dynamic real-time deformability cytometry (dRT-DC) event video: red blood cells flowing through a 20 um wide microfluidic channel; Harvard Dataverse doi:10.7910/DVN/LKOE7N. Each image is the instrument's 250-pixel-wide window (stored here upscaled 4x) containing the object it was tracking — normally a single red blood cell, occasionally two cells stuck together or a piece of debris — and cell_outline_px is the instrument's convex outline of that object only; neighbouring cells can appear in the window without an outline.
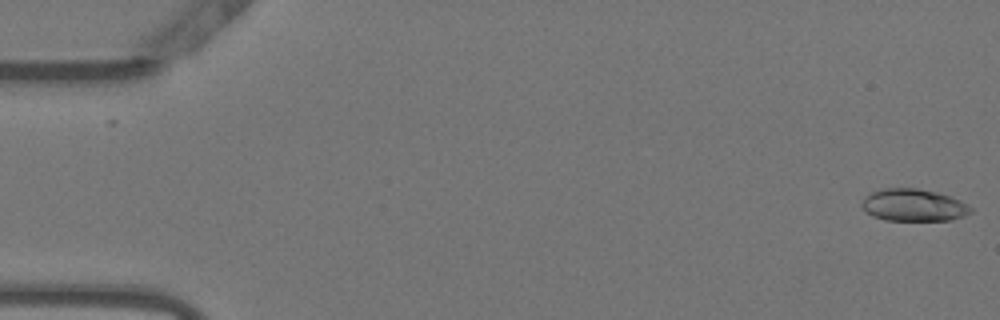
{"species": "Egyptian fruit bat (a non-hibernating species)", "species_latin": "Rousettus aegyptiacus", "temperature_condition": "warm", "stored_images_in_passage": 52, "camera_frame_rate_fps": 3000, "um_per_image_px": 0.085, "animal": {"sex": "female"}, "frame": {"image": 1, "passage_image": 1, "time_ms": 0.0, "image_size_px": [1000, 320], "cell_outline_px": [[972, 212], [964, 216], [952, 220], [884, 220], [872, 216], [860, 204], [872, 192], [884, 188], [916, 188], [936, 192], [960, 200], [972, 208]], "centroid_in_image_um": [77.67, 17.44], "position_along_channel_um": 7.3, "area_um2": 20.23}}
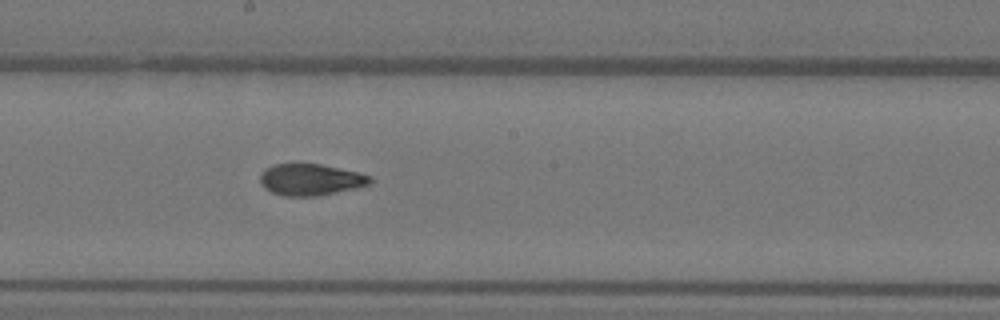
{"frame": {"image": 2, "passage_image": 29, "time_ms": 9.333, "image_size_px": [1000, 320], "cell_outline_px": [[372, 180], [368, 184], [352, 188], [316, 196], [284, 196], [272, 192], [264, 188], [260, 184], [260, 172], [264, 168], [272, 164], [320, 164], [360, 172], [372, 176]], "centroid_in_image_um": [26.34, 15.25], "position_along_channel_um": 221.9, "area_um2": 20.17}}
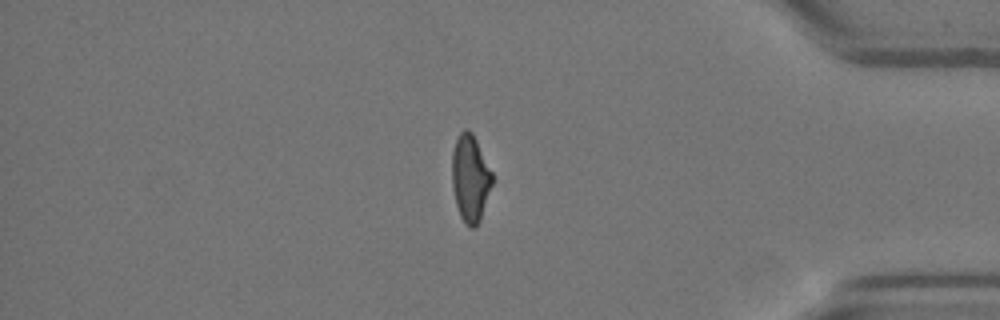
{"frame": {"image": 3, "passage_image": 45, "time_ms": 14.667, "image_size_px": [1000, 320], "cell_outline_px": [[492, 184], [480, 220], [476, 228], [468, 228], [460, 216], [456, 204], [452, 188], [452, 152], [456, 140], [460, 132], [464, 128], [468, 128], [472, 132], [492, 172]], "centroid_in_image_um": [39.96, 15.16], "position_along_channel_um": 395.2, "area_um2": 20.4}, "authors_computed_cell_mechanics": {"area_um2": 20.7213, "velocity_mm_per_s": 3.8078, "shape_relaxation_time_tau1_ms": 9.6844, "shape_relaxation_time_tau2_ms": 1.8241, "deformation_change_tau1": 0.2706, "deformation_change_tau2": 0.0737}}